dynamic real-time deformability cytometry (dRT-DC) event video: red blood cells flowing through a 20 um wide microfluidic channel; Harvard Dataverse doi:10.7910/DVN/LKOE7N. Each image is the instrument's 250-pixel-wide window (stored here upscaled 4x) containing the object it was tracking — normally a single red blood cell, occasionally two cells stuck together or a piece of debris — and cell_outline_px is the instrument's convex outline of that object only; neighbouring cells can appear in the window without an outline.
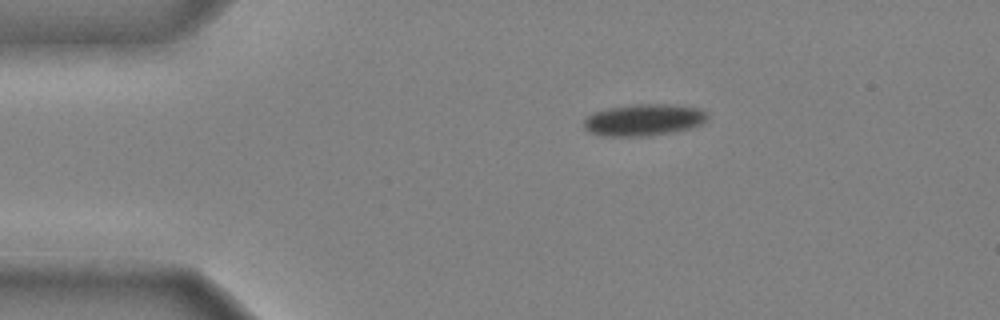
{"species": "common noctule bat (a hibernating species)", "species_latin": "Nyctalus noctula", "temperature_condition": "cold", "stored_images_in_passage": 37, "camera_frame_rate_fps": 3000, "um_per_image_px": 0.085, "animal": {"sex": "male", "body_mass_g": 20.4}, "frame": {"image": 1, "passage_image": 1, "time_ms": 0.0, "image_size_px": [1000, 320], "cell_outline_px": [[708, 120], [704, 124], [692, 128], [672, 132], [648, 136], [600, 136], [588, 132], [584, 128], [584, 120], [592, 112], [608, 108], [636, 104], [668, 104], [696, 108], [708, 112]], "centroid_in_image_um": [54.73, 10.2], "position_along_channel_um": 30.3, "area_um2": 23.12}}
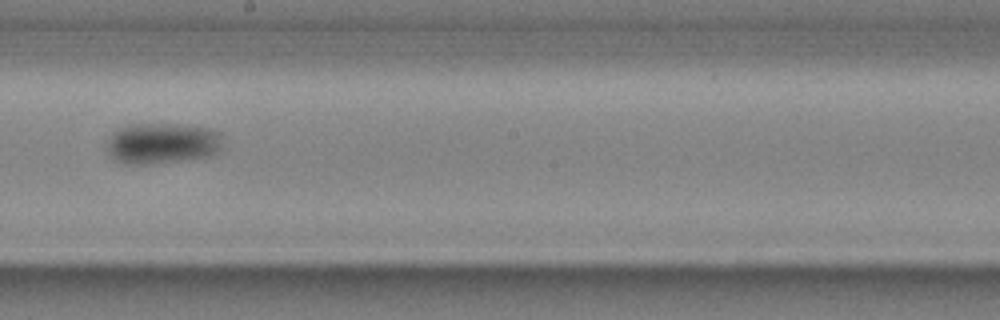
{"frame": {"image": 2, "passage_image": 20, "time_ms": 6.333, "image_size_px": [1000, 320], "cell_outline_px": [[224, 132], [220, 148], [216, 152], [208, 156], [148, 164], [124, 164], [116, 160], [108, 152], [108, 144], [112, 132], [120, 128], [132, 124], [176, 124], [212, 128]], "centroid_in_image_um": [13.83, 12.16], "position_along_channel_um": 234.4, "area_um2": 27.57}}
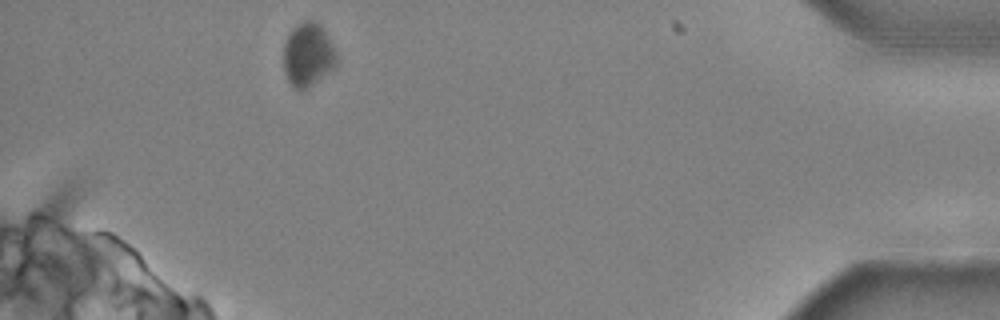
{"frame": {"image": 3, "passage_image": 37, "time_ms": 12.0, "image_size_px": [1000, 320], "cell_outline_px": [[336, 68], [300, 92], [288, 80], [284, 72], [284, 44], [292, 28], [304, 20], [316, 20], [320, 24], [328, 36], [336, 52]], "centroid_in_image_um": [26.19, 4.64], "position_along_channel_um": 409.0, "area_um2": 19.65}, "authors_computed_cell_mechanics": {"area_um2": 25.0274, "velocity_mm_per_s": 3.9437, "shape_relaxation_time_tau1_ms": 3.6112, "shape_relaxation_time_tau2_ms": null, "deformation_change_tau1": 0.0952, "deformation_change_tau2": null}}